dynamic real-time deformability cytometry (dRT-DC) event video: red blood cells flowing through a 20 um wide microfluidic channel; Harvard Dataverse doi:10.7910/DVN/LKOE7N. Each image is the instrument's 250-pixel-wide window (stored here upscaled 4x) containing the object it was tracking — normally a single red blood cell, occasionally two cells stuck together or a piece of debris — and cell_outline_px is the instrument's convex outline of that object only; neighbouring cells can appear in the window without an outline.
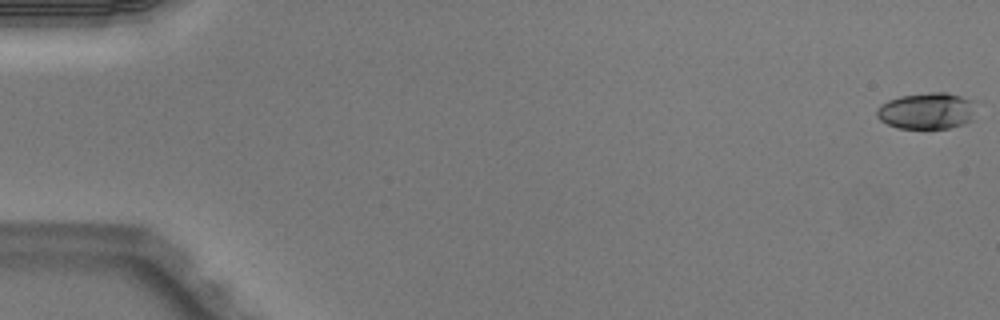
{"species": "Egyptian fruit bat (a non-hibernating species)", "species_latin": "Rousettus aegyptiacus", "temperature_condition": "warm", "stored_images_in_passage": 51, "camera_frame_rate_fps": 3000, "um_per_image_px": 0.085, "animal": {"sex": "male"}, "frame": {"image": 1, "passage_image": 1, "time_ms": 0.0, "image_size_px": [1000, 320], "cell_outline_px": [[972, 112], [968, 120], [964, 124], [948, 128], [896, 128], [880, 120], [876, 116], [876, 108], [880, 104], [888, 100], [900, 96], [928, 92], [948, 92], [960, 96], [968, 100]], "centroid_in_image_um": [78.64, 9.42], "position_along_channel_um": 6.4, "area_um2": 20.63}}
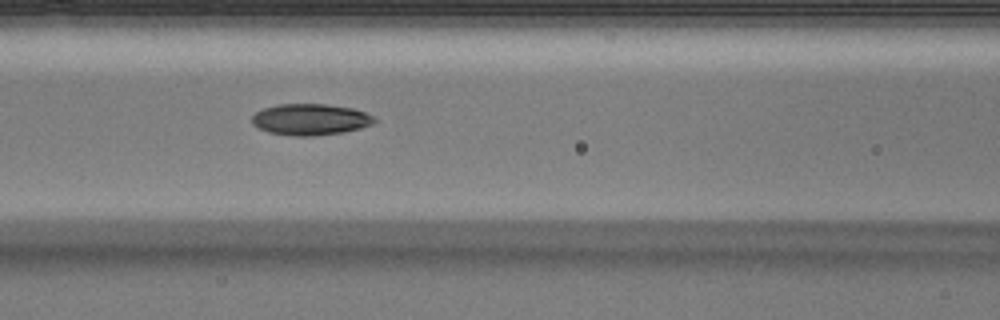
{"frame": {"image": 2, "passage_image": 23, "time_ms": 7.333, "image_size_px": [1000, 320], "cell_outline_px": [[376, 120], [372, 124], [360, 128], [344, 132], [312, 136], [296, 136], [268, 132], [252, 124], [252, 116], [256, 112], [264, 108], [280, 104], [324, 104], [352, 108], [364, 112], [372, 116]], "centroid_in_image_um": [26.37, 10.15], "position_along_channel_um": 140.2, "area_um2": 22.14}}
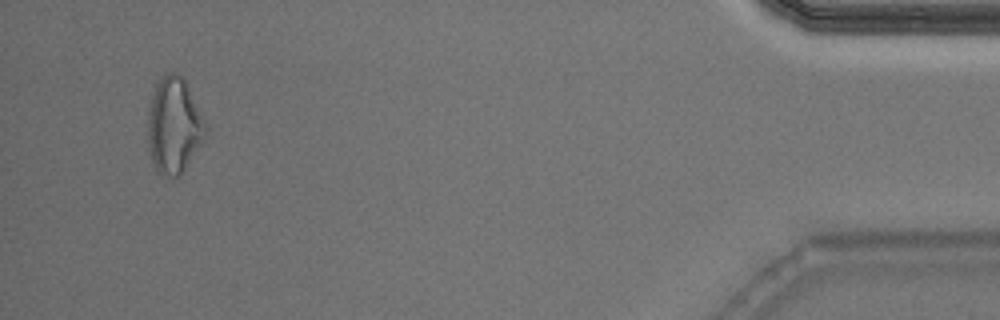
{"frame": {"image": 3, "passage_image": 49, "time_ms": 16.0, "image_size_px": [1000, 320], "cell_outline_px": [[208, 128], [204, 140], [184, 172], [180, 176], [172, 180], [156, 172], [148, 148], [148, 116], [152, 92], [156, 84], [164, 72], [172, 72], [180, 76], [184, 80]], "centroid_in_image_um": [14.78, 10.75], "position_along_channel_um": 420.4, "area_um2": 32.54}, "authors_computed_cell_mechanics": {"area_um2": 21.9062, "velocity_mm_per_s": 4.0618, "shape_relaxation_time_tau1_ms": 7.8317, "shape_relaxation_time_tau2_ms": 3.0449, "deformation_change_tau1": 0.1812, "deformation_change_tau2": 0.0918}}